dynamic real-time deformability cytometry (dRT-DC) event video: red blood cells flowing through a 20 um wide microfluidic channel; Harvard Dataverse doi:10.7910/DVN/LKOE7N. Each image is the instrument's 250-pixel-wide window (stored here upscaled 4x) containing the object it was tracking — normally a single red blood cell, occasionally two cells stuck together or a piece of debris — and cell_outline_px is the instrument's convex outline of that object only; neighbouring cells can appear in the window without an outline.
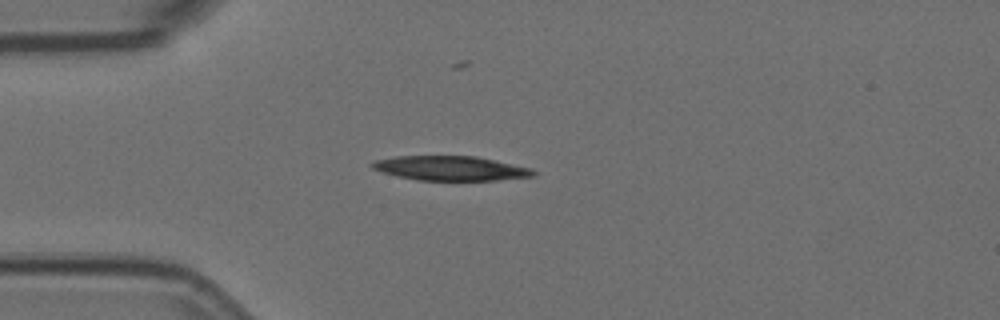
{"species": "Egyptian fruit bat (a non-hibernating species)", "species_latin": "Rousettus aegyptiacus", "temperature_condition": "room temperature", "stored_images_in_passage": 7, "camera_frame_rate_fps": 3000, "um_per_image_px": 0.085, "animal": {"sex": "female"}, "frame": {"image": 1, "passage_image": 4, "time_ms": 1.0, "image_size_px": [1000, 320], "cell_outline_px": [[536, 176], [496, 180], [416, 180], [384, 172], [372, 168], [368, 164], [372, 160], [396, 156], [476, 156], [532, 168], [536, 172]], "centroid_in_image_um": [38.3, 14.29], "position_along_channel_um": 46.7, "area_um2": 23.0}}
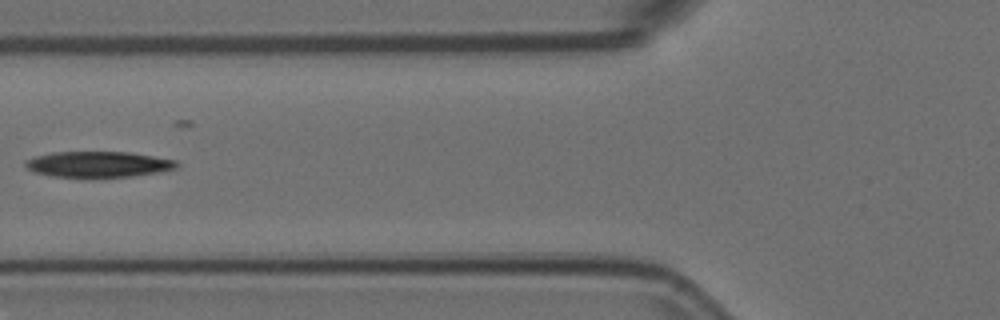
{"frame": {"image": 2, "passage_image": 6, "time_ms": 1.667, "image_size_px": [1000, 320], "cell_outline_px": [[180, 164], [176, 168], [160, 172], [132, 176], [52, 176], [36, 172], [28, 168], [24, 164], [24, 160], [36, 156], [52, 152], [132, 152], [176, 160]], "centroid_in_image_um": [8.39, 13.94], "position_along_channel_um": 117.4, "area_um2": 22.48}}
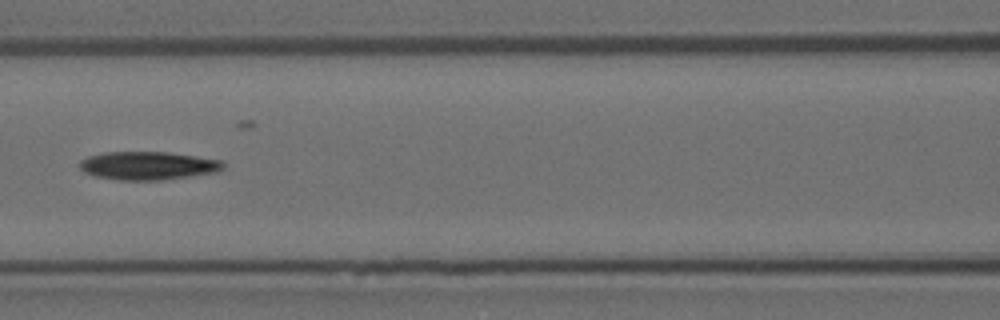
{"frame": {"image": 3, "passage_image": 7, "time_ms": 2.0, "image_size_px": [1000, 320], "cell_outline_px": [[224, 168], [216, 172], [160, 180], [120, 180], [96, 176], [84, 172], [80, 168], [80, 160], [88, 156], [104, 152], [168, 152], [224, 160]], "centroid_in_image_um": [12.59, 14.07], "position_along_channel_um": 154.0, "area_um2": 23.58}}